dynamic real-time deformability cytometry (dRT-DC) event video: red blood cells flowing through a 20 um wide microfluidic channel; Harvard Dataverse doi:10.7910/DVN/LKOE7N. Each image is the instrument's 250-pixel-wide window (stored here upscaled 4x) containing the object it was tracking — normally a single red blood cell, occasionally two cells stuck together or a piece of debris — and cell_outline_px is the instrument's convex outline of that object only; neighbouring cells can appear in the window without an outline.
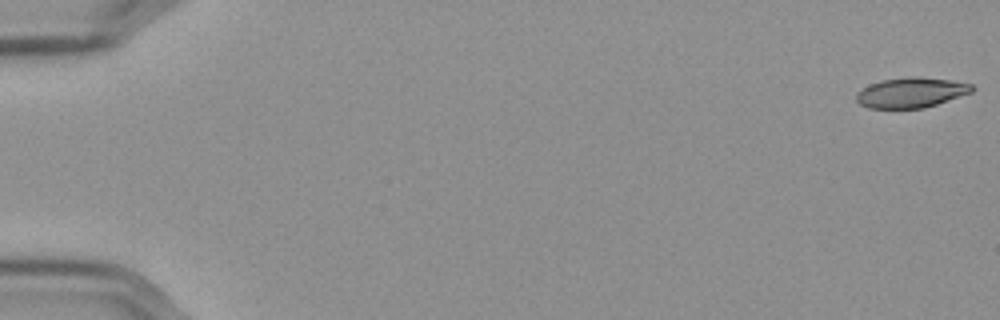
{"species": "Egyptian fruit bat (a non-hibernating species)", "species_latin": "Rousettus aegyptiacus", "temperature_condition": "cold", "stored_images_in_passage": 16, "camera_frame_rate_fps": 3000, "um_per_image_px": 0.085, "frame": {"image": 1, "passage_image": 1, "time_ms": 0.0, "image_size_px": [1000, 320], "cell_outline_px": [[976, 88], [972, 92], [924, 108], [868, 108], [860, 104], [856, 100], [856, 92], [880, 80], [912, 76], [948, 80], [972, 84]], "centroid_in_image_um": [77.44, 7.87], "position_along_channel_um": 7.6, "area_um2": 20.11}}
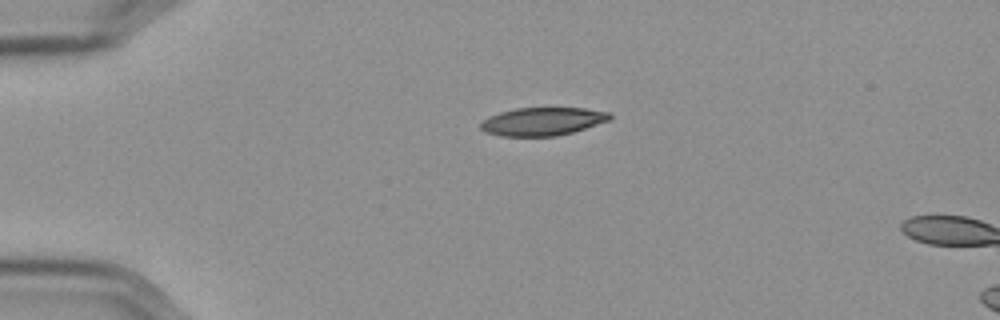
{"frame": {"image": 2, "passage_image": 14, "time_ms": 4.333, "image_size_px": [1000, 320], "cell_outline_px": [[612, 116], [608, 120], [572, 132], [556, 136], [500, 136], [484, 132], [480, 128], [480, 124], [488, 116], [500, 112], [516, 108], [584, 108], [608, 112]], "centroid_in_image_um": [46.06, 10.32], "position_along_channel_um": 38.9, "area_um2": 20.98}}